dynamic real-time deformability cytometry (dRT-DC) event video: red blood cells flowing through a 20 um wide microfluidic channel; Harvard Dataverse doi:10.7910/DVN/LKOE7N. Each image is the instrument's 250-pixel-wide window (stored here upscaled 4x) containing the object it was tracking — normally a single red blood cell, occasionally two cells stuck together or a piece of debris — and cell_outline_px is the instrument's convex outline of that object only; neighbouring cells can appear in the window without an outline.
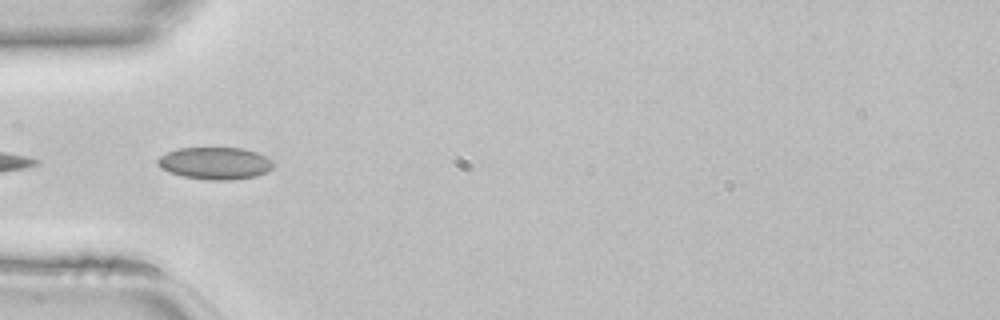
{"species": "common noctule bat (a hibernating species)", "species_latin": "Nyctalus noctula", "temperature_condition": "room temperature", "stored_images_in_passage": 33, "camera_frame_rate_fps": 3000, "um_per_image_px": 0.085, "animal": {"sex": "female", "body_mass_g": 22.7, "forearm_length_mm": 54.2}, "frame": {"image": 1, "passage_image": 14, "time_ms": 4.333, "image_size_px": [1000, 320], "cell_outline_px": [[272, 168], [268, 172], [256, 176], [232, 180], [208, 180], [184, 176], [160, 168], [156, 164], [156, 160], [160, 156], [176, 148], [244, 148], [256, 152], [272, 160]], "centroid_in_image_um": [18.28, 13.87], "position_along_channel_um": 66.7, "area_um2": 21.68}}